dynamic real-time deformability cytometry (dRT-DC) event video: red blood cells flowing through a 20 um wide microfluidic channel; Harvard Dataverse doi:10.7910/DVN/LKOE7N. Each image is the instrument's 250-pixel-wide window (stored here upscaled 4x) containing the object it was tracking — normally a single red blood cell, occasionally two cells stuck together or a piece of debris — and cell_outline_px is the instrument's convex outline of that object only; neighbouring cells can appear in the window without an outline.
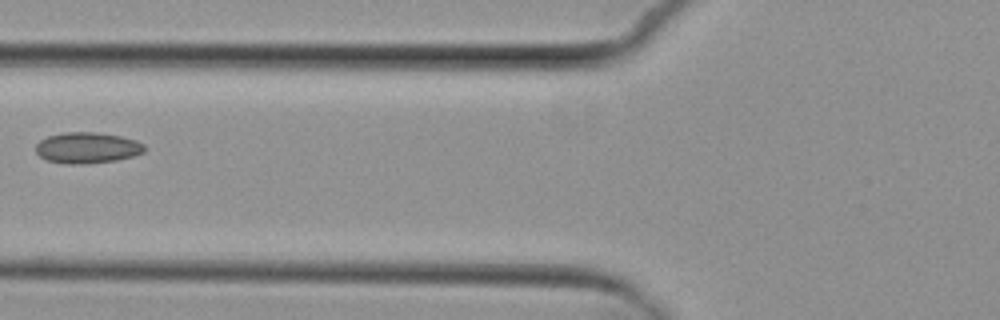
{"species": "common noctule bat (a hibernating species)", "species_latin": "Nyctalus noctula", "temperature_condition": "cold", "stored_images_in_passage": 4, "camera_frame_rate_fps": 3000, "um_per_image_px": 0.085, "animal": {"sex": "female", "body_mass_g": 29.2, "forearm_length_mm": 56.3}, "frame": {"image": 1, "passage_image": 4, "time_ms": 4.667, "image_size_px": [1000, 320], "cell_outline_px": [[144, 152], [132, 156], [116, 160], [88, 164], [64, 164], [48, 160], [40, 156], [36, 152], [36, 144], [40, 140], [48, 136], [64, 132], [96, 132], [120, 136], [136, 140], [144, 144]], "centroid_in_image_um": [7.4, 12.56], "position_along_channel_um": 118.4, "area_um2": 19.65}}